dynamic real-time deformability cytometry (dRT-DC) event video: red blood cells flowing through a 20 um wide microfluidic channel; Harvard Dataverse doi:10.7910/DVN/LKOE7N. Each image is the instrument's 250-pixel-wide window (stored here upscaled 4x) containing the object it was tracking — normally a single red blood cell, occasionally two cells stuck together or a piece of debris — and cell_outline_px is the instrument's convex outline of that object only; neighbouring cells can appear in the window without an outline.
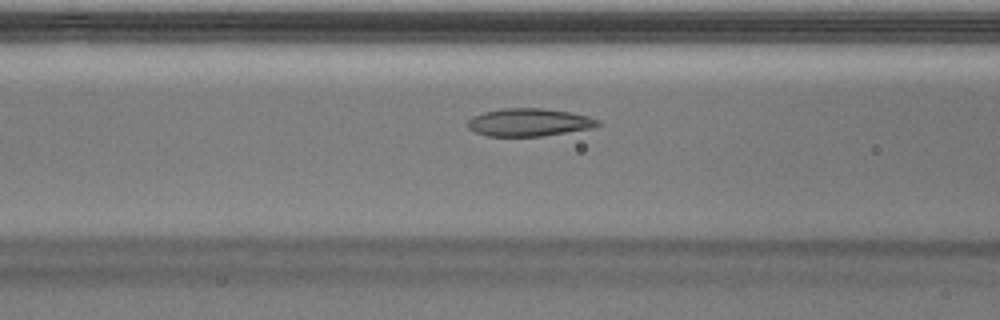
{"species": "Egyptian fruit bat (a non-hibernating species)", "species_latin": "Rousettus aegyptiacus", "temperature_condition": "warm", "stored_images_in_passage": 43, "camera_frame_rate_fps": 3000, "um_per_image_px": 0.085, "animal": {"sex": "male"}, "frame": {"image": 1, "passage_image": 13, "time_ms": 4.0, "image_size_px": [1000, 320], "cell_outline_px": [[604, 124], [592, 128], [544, 136], [488, 136], [476, 132], [468, 128], [468, 120], [472, 116], [484, 112], [504, 108], [544, 108], [568, 112], [588, 116], [600, 120]], "centroid_in_image_um": [45.01, 10.4], "position_along_channel_um": 121.6, "area_um2": 21.15}}
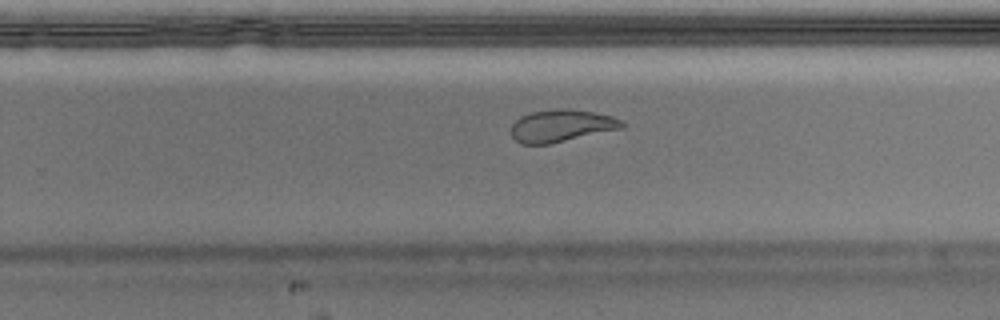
{"frame": {"image": 2, "passage_image": 25, "time_ms": 8.0, "image_size_px": [1000, 320], "cell_outline_px": [[624, 128], [548, 144], [520, 144], [512, 136], [512, 124], [520, 116], [532, 112], [556, 108], [568, 108], [596, 112], [612, 116], [620, 120], [624, 124]], "centroid_in_image_um": [47.72, 10.68], "position_along_channel_um": 282.1, "area_um2": 20.87}}
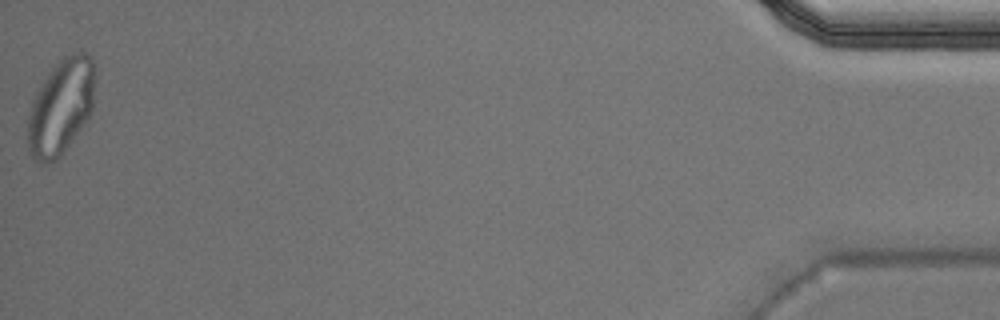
{"frame": {"image": 3, "passage_image": 43, "time_ms": 14.0, "image_size_px": [1000, 320], "cell_outline_px": [[96, 76], [92, 112], [56, 160], [48, 164], [44, 164], [36, 160], [32, 156], [28, 148], [28, 112], [32, 100], [36, 92], [52, 68], [64, 56], [72, 52], [84, 52], [92, 56], [96, 68]], "centroid_in_image_um": [5.2, 9.02], "position_along_channel_um": 430.0, "area_um2": 37.51}, "authors_computed_cell_mechanics": {"area_um2": 21.675, "velocity_mm_per_s": 4.0234, "shape_relaxation_time_tau1_ms": null, "shape_relaxation_time_tau2_ms": 1.6628, "deformation_change_tau1": null, "deformation_change_tau2": 0.0726}}